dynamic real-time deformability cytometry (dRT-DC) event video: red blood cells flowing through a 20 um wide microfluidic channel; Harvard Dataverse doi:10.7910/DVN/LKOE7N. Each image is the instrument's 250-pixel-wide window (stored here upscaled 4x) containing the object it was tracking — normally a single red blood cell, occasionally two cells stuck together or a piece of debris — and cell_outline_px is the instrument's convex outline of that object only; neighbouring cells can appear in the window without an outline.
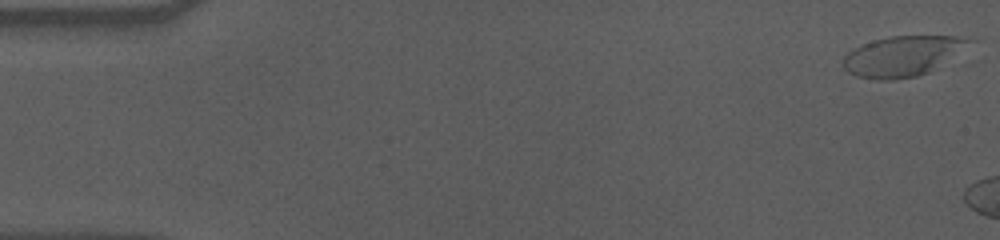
{"species": "human", "species_latin": "Homo sapiens", "temperature_condition": "cold", "stored_images_in_passage": 7, "camera_frame_rate_fps": 3000, "um_per_image_px": 0.085, "donor": {"sex": "male"}, "frame": {"image": 1, "passage_image": 1, "time_ms": 0.0, "image_size_px": [1000, 240], "cell_outline_px": [[976, 40], [928, 72], [916, 76], [892, 80], [876, 80], [856, 76], [848, 72], [844, 68], [844, 56], [848, 52], [864, 44], [876, 40], [892, 36], [956, 36]], "centroid_in_image_um": [76.68, 4.77], "position_along_channel_um": 8.3, "area_um2": 28.9}}